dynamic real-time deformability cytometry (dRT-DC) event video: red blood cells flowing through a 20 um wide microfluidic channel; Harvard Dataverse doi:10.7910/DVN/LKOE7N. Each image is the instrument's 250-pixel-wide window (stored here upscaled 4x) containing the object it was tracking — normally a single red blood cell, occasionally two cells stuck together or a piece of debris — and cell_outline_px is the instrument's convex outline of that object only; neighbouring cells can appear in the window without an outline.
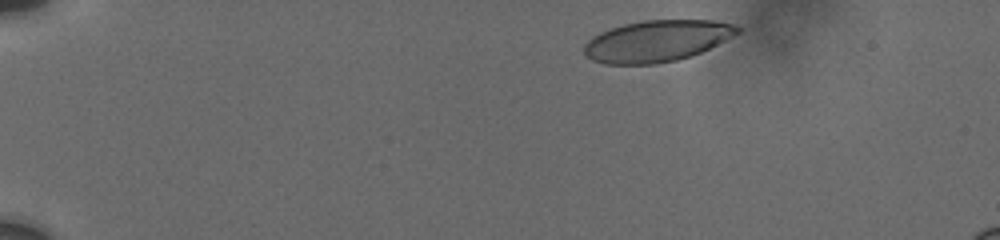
{"species": "human", "species_latin": "Homo sapiens", "temperature_condition": "cold", "stored_images_in_passage": 39, "camera_frame_rate_fps": 3000, "um_per_image_px": 0.085, "donor": {"sex": "male"}, "frame": {"image": 1, "passage_image": 1, "time_ms": 0.0, "image_size_px": [1000, 240], "cell_outline_px": [[740, 32], [700, 52], [676, 60], [652, 64], [604, 64], [592, 60], [584, 52], [584, 44], [592, 36], [600, 32], [624, 24], [644, 20], [712, 20], [736, 24], [740, 28]], "centroid_in_image_um": [55.81, 3.47], "position_along_channel_um": 29.2, "area_um2": 36.7}}
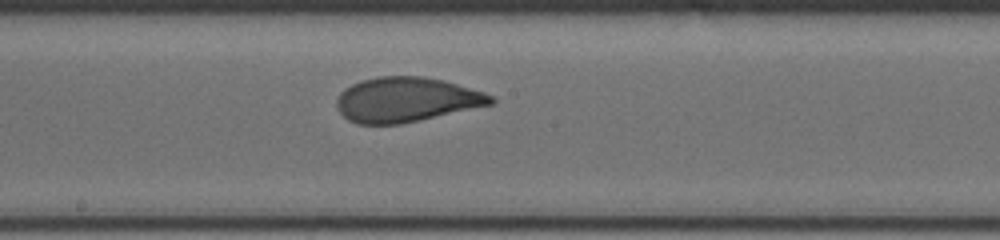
{"frame": {"image": 2, "passage_image": 22, "time_ms": 7.667, "image_size_px": [1000, 240], "cell_outline_px": [[496, 100], [492, 104], [420, 120], [400, 124], [356, 124], [348, 120], [340, 112], [336, 104], [336, 100], [340, 92], [344, 88], [352, 84], [364, 80], [380, 76], [424, 76], [444, 80], [484, 92], [492, 96]], "centroid_in_image_um": [34.52, 8.47], "position_along_channel_um": 213.7, "area_um2": 40.11}}
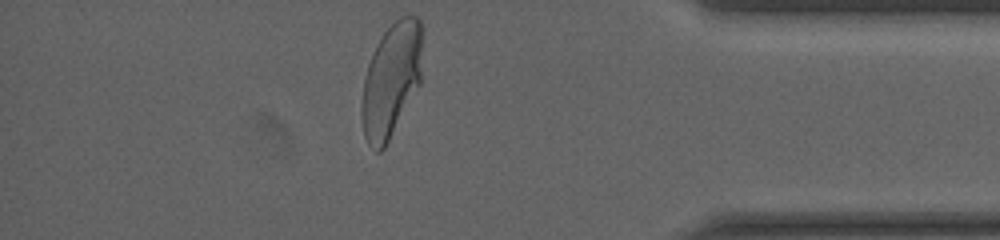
{"frame": {"image": 3, "passage_image": 39, "time_ms": 13.333, "image_size_px": [1000, 240], "cell_outline_px": [[420, 84], [384, 148], [380, 152], [376, 152], [368, 144], [364, 136], [360, 108], [360, 104], [364, 80], [368, 64], [376, 44], [384, 32], [400, 16], [416, 16], [420, 20]], "centroid_in_image_um": [33.21, 6.84], "position_along_channel_um": 402.0, "area_um2": 39.82}, "authors_computed_cell_mechanics": {"area_um2": 39.882, "velocity_mm_per_s": 3.7461, "shape_relaxation_time_tau1_ms": 5.6078, "shape_relaxation_time_tau2_ms": null, "deformation_change_tau1": 0.1923, "deformation_change_tau2": null}}